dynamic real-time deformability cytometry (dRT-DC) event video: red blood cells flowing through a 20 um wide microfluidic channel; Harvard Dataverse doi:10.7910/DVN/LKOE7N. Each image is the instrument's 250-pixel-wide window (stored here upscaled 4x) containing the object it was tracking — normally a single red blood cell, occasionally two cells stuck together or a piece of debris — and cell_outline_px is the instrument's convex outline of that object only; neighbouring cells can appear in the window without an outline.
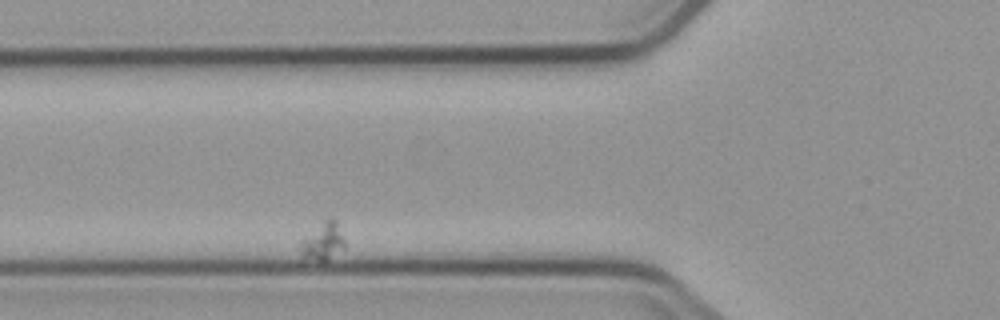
{"species": "common noctule bat (a hibernating species)", "species_latin": "Nyctalus noctula", "temperature_condition": "cold", "stored_images_in_passage": 2, "camera_frame_rate_fps": 3000, "um_per_image_px": 0.085, "animal": {"sex": "male", "body_mass_g": 23.1, "forearm_length_mm": 52.7}, "frame": {"image": 1, "passage_image": 2, "time_ms": 1.0, "image_size_px": [1000, 320], "cell_outline_px": [[344, 248], [324, 264], [320, 264], [300, 256], [300, 240], [328, 216], [332, 216], [336, 220], [344, 240]], "centroid_in_image_um": [27.42, 20.56], "position_along_channel_um": 98.4, "area_um2": 10.23}}